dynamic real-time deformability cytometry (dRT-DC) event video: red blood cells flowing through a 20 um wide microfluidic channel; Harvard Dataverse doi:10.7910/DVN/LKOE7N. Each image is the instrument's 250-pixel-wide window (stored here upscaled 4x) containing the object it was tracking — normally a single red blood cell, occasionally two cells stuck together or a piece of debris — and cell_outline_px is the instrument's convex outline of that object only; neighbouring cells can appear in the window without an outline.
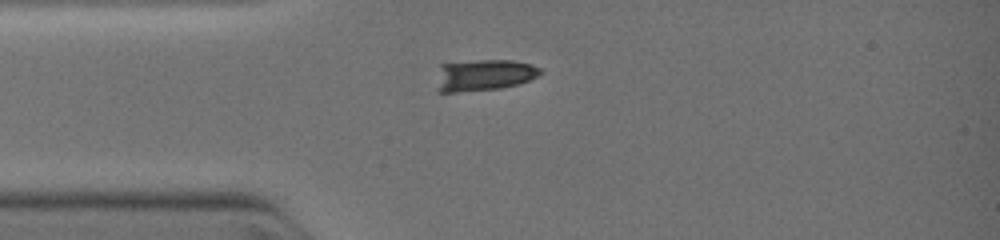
{"species": "common noctule bat (a hibernating species)", "species_latin": "Nyctalus noctula", "temperature_condition": "warm", "stored_images_in_passage": 18, "camera_frame_rate_fps": 3000, "um_per_image_px": 0.085, "animal": {"sex": "female", "body_mass_g": 19.0, "forearm_length_mm": 51.5}, "frame": {"image": 1, "passage_image": 1, "time_ms": 0.0, "image_size_px": [1000, 240], "cell_outline_px": [[544, 72], [528, 80], [516, 84], [500, 88], [456, 92], [436, 92], [436, 88], [440, 64], [480, 60], [512, 60], [544, 68]], "centroid_in_image_um": [41.12, 6.38], "position_along_channel_um": 43.9, "area_um2": 18.96}}
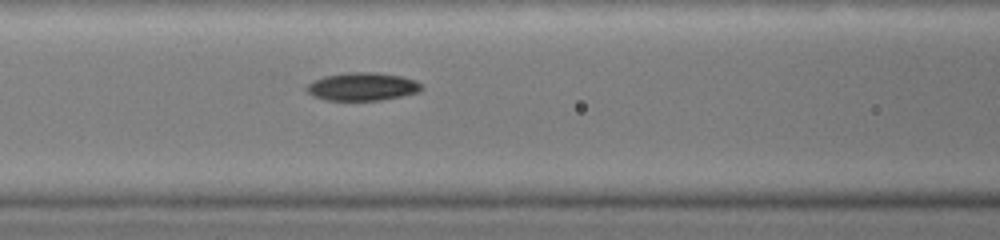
{"frame": {"image": 2, "passage_image": 7, "time_ms": 2.0, "image_size_px": [1000, 240], "cell_outline_px": [[424, 88], [420, 92], [404, 96], [380, 100], [324, 100], [312, 96], [308, 92], [308, 84], [324, 76], [356, 72], [372, 72], [400, 76], [416, 80], [424, 84]], "centroid_in_image_um": [30.88, 7.37], "position_along_channel_um": 135.7, "area_um2": 18.73}}
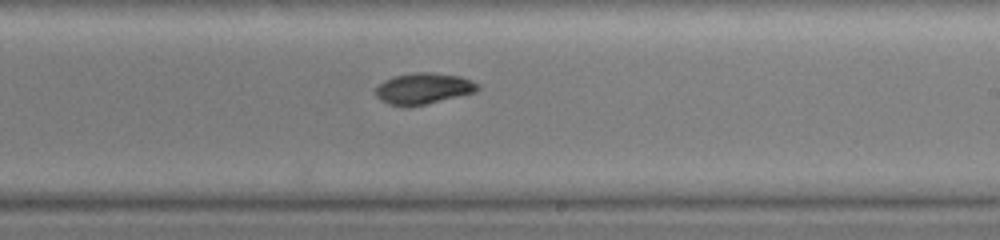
{"frame": {"image": 3, "passage_image": 14, "time_ms": 4.333, "image_size_px": [1000, 240], "cell_outline_px": [[480, 88], [476, 92], [408, 108], [388, 104], [380, 100], [372, 92], [384, 80], [392, 76], [416, 72], [432, 72], [460, 76], [472, 80], [480, 84]], "centroid_in_image_um": [35.97, 7.53], "position_along_channel_um": 253.0, "area_um2": 18.9}}